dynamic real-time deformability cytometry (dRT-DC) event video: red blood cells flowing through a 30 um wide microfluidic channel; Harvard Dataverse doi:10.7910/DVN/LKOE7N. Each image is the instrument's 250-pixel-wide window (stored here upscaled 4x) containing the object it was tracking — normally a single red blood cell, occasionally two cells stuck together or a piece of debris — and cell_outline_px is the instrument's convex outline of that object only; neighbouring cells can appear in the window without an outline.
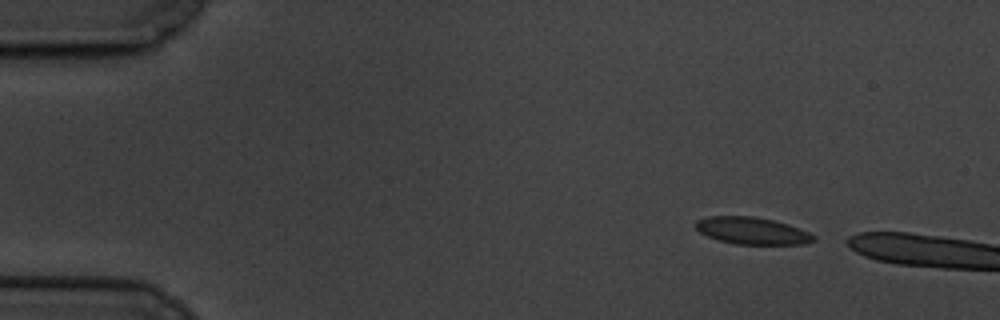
{"species": "common noctule bat (a hibernating species)", "species_latin": "Nyctalus noctula", "temperature_condition": "cold", "stored_images_in_passage": 4, "camera_frame_rate_fps": 3000, "um_per_image_px": 0.085, "animal": {"sex": "male", "body_mass_g": 19.5, "forearm_length_mm": 54.6}, "frame": {"image": 1, "passage_image": 1, "time_ms": 0.0, "image_size_px": [1000, 320], "cell_outline_px": [[816, 240], [804, 244], [736, 244], [720, 240], [708, 236], [700, 232], [692, 224], [696, 220], [708, 216], [752, 216], [772, 220], [788, 224], [808, 232], [816, 236]], "centroid_in_image_um": [63.91, 19.61], "position_along_channel_um": 21.1, "area_um2": 18.55}}